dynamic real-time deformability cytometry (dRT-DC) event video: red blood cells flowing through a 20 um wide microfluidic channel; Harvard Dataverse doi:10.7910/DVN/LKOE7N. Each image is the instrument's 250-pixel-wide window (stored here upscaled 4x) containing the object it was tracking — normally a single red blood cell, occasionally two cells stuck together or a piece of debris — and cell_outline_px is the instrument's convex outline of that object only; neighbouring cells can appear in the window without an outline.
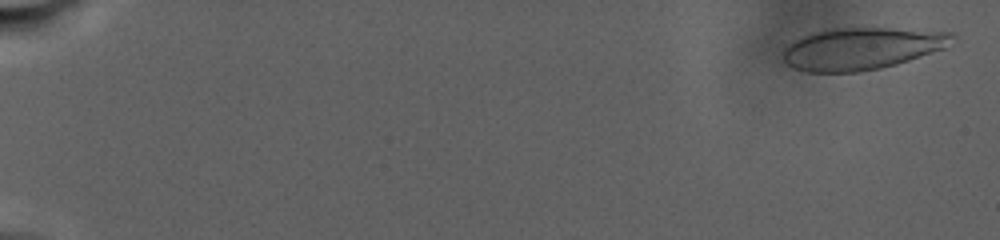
{"species": "human", "species_latin": "Homo sapiens", "temperature_condition": "warm", "stored_images_in_passage": 45, "camera_frame_rate_fps": 3000, "um_per_image_px": 0.085, "donor": {"sex": "male"}, "frame": {"image": 1, "passage_image": 1, "time_ms": 0.0, "image_size_px": [1000, 240], "cell_outline_px": [[956, 36], [944, 48], [896, 64], [880, 68], [860, 72], [804, 72], [792, 68], [784, 60], [784, 48], [788, 44], [812, 32], [828, 28], [892, 28], [956, 32]], "centroid_in_image_um": [73.23, 4.12], "position_along_channel_um": 11.8, "area_um2": 41.5}}
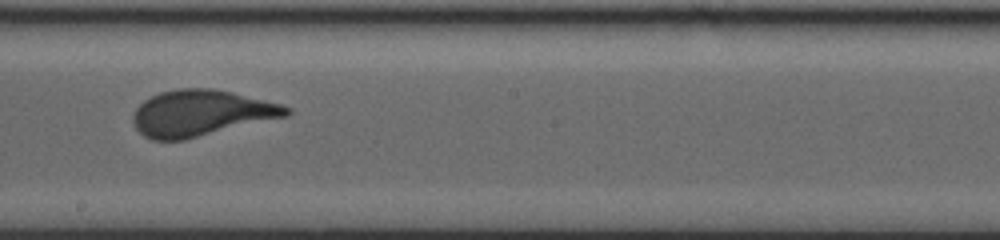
{"frame": {"image": 2, "passage_image": 25, "time_ms": 18.667, "image_size_px": [1000, 240], "cell_outline_px": [[292, 112], [288, 116], [184, 140], [152, 140], [144, 136], [136, 128], [132, 120], [132, 116], [136, 108], [144, 100], [160, 92], [180, 88], [212, 88], [232, 92], [280, 104], [292, 108]], "centroid_in_image_um": [17.09, 9.62], "position_along_channel_um": 231.1, "area_um2": 41.15}}
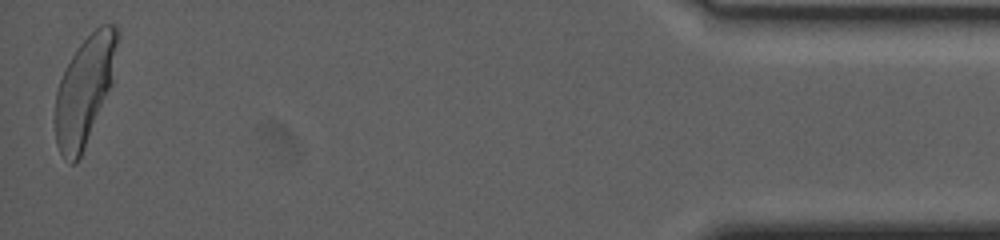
{"frame": {"image": 3, "passage_image": 45, "time_ms": 30.667, "image_size_px": [1000, 240], "cell_outline_px": [[120, 36], [112, 84], [80, 156], [76, 164], [68, 164], [60, 152], [56, 144], [56, 92], [60, 80], [72, 56], [80, 44], [100, 24], [116, 24], [120, 32]], "centroid_in_image_um": [7.23, 7.63], "position_along_channel_um": 428.0, "area_um2": 38.96}, "authors_computed_cell_mechanics": {"area_um2": 40.6912, "velocity_mm_per_s": 2.2449, "shape_relaxation_time_tau1_ms": 6.734, "shape_relaxation_time_tau2_ms": null, "deformation_change_tau1": 0.1751, "deformation_change_tau2": null}}